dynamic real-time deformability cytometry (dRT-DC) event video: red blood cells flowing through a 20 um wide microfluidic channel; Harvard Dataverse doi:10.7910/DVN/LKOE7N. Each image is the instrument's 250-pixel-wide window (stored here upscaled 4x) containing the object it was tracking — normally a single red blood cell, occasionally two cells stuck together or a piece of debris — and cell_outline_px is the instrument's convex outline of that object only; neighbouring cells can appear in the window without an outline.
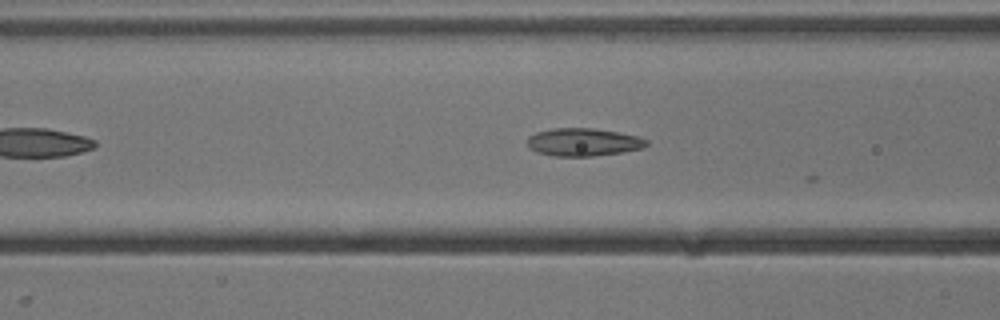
{"species": "common noctule bat (a hibernating species)", "species_latin": "Nyctalus noctula", "temperature_condition": "cold", "stored_images_in_passage": 17, "camera_frame_rate_fps": 3000, "um_per_image_px": 0.085, "animal": {"sex": "male", "body_mass_g": 13.3}, "frame": {"image": 1, "passage_image": 13, "time_ms": 4.0, "image_size_px": [1000, 320], "cell_outline_px": [[648, 144], [644, 148], [624, 152], [592, 156], [552, 156], [536, 152], [528, 148], [528, 136], [536, 132], [552, 128], [592, 128], [616, 132], [636, 136], [648, 140]], "centroid_in_image_um": [49.56, 12.09], "position_along_channel_um": 117.0, "area_um2": 19.42}}